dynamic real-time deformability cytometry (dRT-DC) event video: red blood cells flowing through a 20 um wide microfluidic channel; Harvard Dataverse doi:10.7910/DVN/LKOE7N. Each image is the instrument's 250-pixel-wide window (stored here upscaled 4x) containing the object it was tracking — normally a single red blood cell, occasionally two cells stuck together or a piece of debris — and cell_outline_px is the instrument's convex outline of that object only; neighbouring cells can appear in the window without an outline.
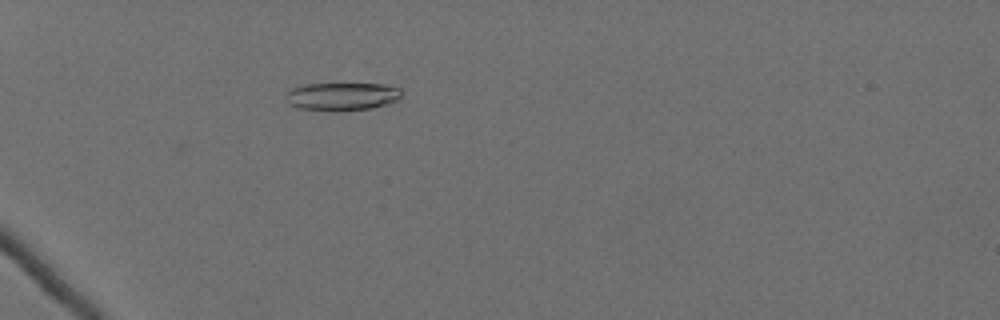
{"species": "Egyptian fruit bat (a non-hibernating species)", "species_latin": "Rousettus aegyptiacus", "temperature_condition": "cold", "stored_images_in_passage": 41, "camera_frame_rate_fps": 3000, "um_per_image_px": 0.085, "animal": {"sex": "female"}, "frame": {"image": 1, "passage_image": 2, "time_ms": 0.333, "image_size_px": [1000, 320], "cell_outline_px": [[400, 100], [372, 108], [332, 112], [300, 108], [288, 104], [284, 96], [292, 88], [304, 84], [384, 84], [400, 88]], "centroid_in_image_um": [29.05, 8.21], "position_along_channel_um": 55.9, "area_um2": 19.07}}
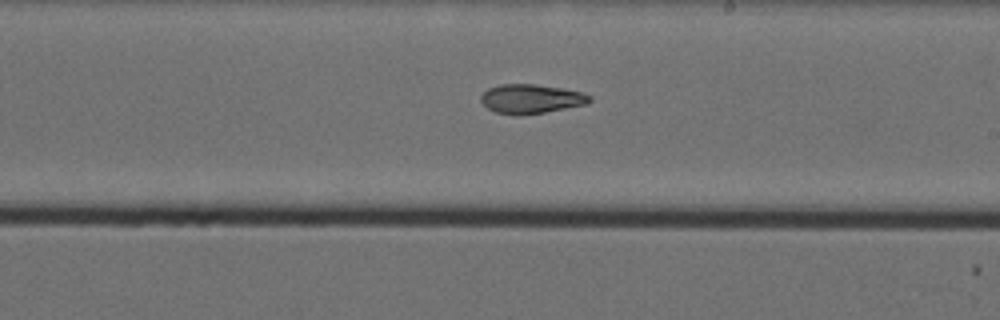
{"frame": {"image": 2, "passage_image": 20, "time_ms": 6.333, "image_size_px": [1000, 320], "cell_outline_px": [[592, 100], [588, 104], [544, 112], [496, 112], [488, 108], [480, 100], [480, 96], [488, 88], [500, 84], [532, 84], [564, 88], [580, 92], [588, 96]], "centroid_in_image_um": [45.15, 8.35], "position_along_channel_um": 243.8, "area_um2": 17.74}}
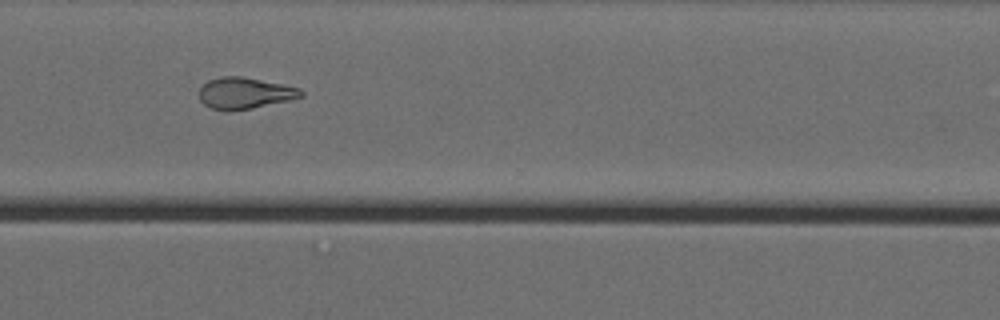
{"frame": {"image": 3, "passage_image": 29, "time_ms": 9.333, "image_size_px": [1000, 320], "cell_outline_px": [[304, 96], [288, 100], [252, 108], [212, 108], [204, 104], [200, 100], [200, 88], [208, 80], [220, 76], [240, 76], [284, 84], [300, 88], [304, 92]], "centroid_in_image_um": [20.85, 7.87], "position_along_channel_um": 349.8, "area_um2": 18.09}, "authors_computed_cell_mechanics": {"area_um2": 18.6694, "velocity_mm_per_s": 3.5479, "shape_relaxation_time_tau1_ms": 9.2517, "shape_relaxation_time_tau2_ms": 7.9057, "deformation_change_tau1": 0.2161, "deformation_change_tau2": 0.1691}}